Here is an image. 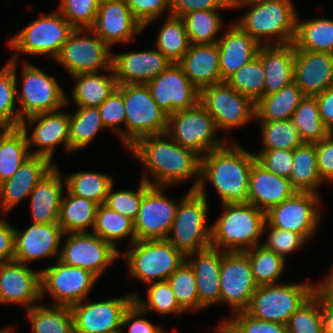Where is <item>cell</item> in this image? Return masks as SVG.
Returning a JSON list of instances; mask_svg holds the SVG:
<instances>
[{
  "mask_svg": "<svg viewBox=\"0 0 333 333\" xmlns=\"http://www.w3.org/2000/svg\"><path fill=\"white\" fill-rule=\"evenodd\" d=\"M129 150L151 174L153 180L147 173L142 177L151 186L167 187L195 176L190 190L199 187L201 156L177 144L167 133L142 137Z\"/></svg>",
  "mask_w": 333,
  "mask_h": 333,
  "instance_id": "obj_1",
  "label": "cell"
},
{
  "mask_svg": "<svg viewBox=\"0 0 333 333\" xmlns=\"http://www.w3.org/2000/svg\"><path fill=\"white\" fill-rule=\"evenodd\" d=\"M256 156L238 143L207 152L201 157V179L197 189L211 183L222 203H249V176Z\"/></svg>",
  "mask_w": 333,
  "mask_h": 333,
  "instance_id": "obj_2",
  "label": "cell"
},
{
  "mask_svg": "<svg viewBox=\"0 0 333 333\" xmlns=\"http://www.w3.org/2000/svg\"><path fill=\"white\" fill-rule=\"evenodd\" d=\"M221 216L211 226V247L225 252L246 251L259 245L267 229L266 213L255 205L223 203Z\"/></svg>",
  "mask_w": 333,
  "mask_h": 333,
  "instance_id": "obj_3",
  "label": "cell"
},
{
  "mask_svg": "<svg viewBox=\"0 0 333 333\" xmlns=\"http://www.w3.org/2000/svg\"><path fill=\"white\" fill-rule=\"evenodd\" d=\"M248 6H251L250 10L236 24L258 44L270 46L293 43L297 12L292 0H266ZM274 36L276 40L270 41Z\"/></svg>",
  "mask_w": 333,
  "mask_h": 333,
  "instance_id": "obj_4",
  "label": "cell"
},
{
  "mask_svg": "<svg viewBox=\"0 0 333 333\" xmlns=\"http://www.w3.org/2000/svg\"><path fill=\"white\" fill-rule=\"evenodd\" d=\"M125 105L123 142L127 149L140 138L166 133L168 116L159 108L147 84H118Z\"/></svg>",
  "mask_w": 333,
  "mask_h": 333,
  "instance_id": "obj_5",
  "label": "cell"
},
{
  "mask_svg": "<svg viewBox=\"0 0 333 333\" xmlns=\"http://www.w3.org/2000/svg\"><path fill=\"white\" fill-rule=\"evenodd\" d=\"M206 199L204 189H189L186 195L179 199L167 240L185 256L211 247V226L206 224L208 213Z\"/></svg>",
  "mask_w": 333,
  "mask_h": 333,
  "instance_id": "obj_6",
  "label": "cell"
},
{
  "mask_svg": "<svg viewBox=\"0 0 333 333\" xmlns=\"http://www.w3.org/2000/svg\"><path fill=\"white\" fill-rule=\"evenodd\" d=\"M129 276L145 284L167 281L186 256L167 239L136 240L123 253Z\"/></svg>",
  "mask_w": 333,
  "mask_h": 333,
  "instance_id": "obj_7",
  "label": "cell"
},
{
  "mask_svg": "<svg viewBox=\"0 0 333 333\" xmlns=\"http://www.w3.org/2000/svg\"><path fill=\"white\" fill-rule=\"evenodd\" d=\"M74 29L58 11L42 15L8 41L16 53L9 60H17L19 52L55 60Z\"/></svg>",
  "mask_w": 333,
  "mask_h": 333,
  "instance_id": "obj_8",
  "label": "cell"
},
{
  "mask_svg": "<svg viewBox=\"0 0 333 333\" xmlns=\"http://www.w3.org/2000/svg\"><path fill=\"white\" fill-rule=\"evenodd\" d=\"M313 294L311 282L258 286L245 312L261 320L287 324L291 315Z\"/></svg>",
  "mask_w": 333,
  "mask_h": 333,
  "instance_id": "obj_9",
  "label": "cell"
},
{
  "mask_svg": "<svg viewBox=\"0 0 333 333\" xmlns=\"http://www.w3.org/2000/svg\"><path fill=\"white\" fill-rule=\"evenodd\" d=\"M217 130L214 118L198 103L193 108L169 115L166 133L177 144L203 157L207 152L225 145V140L215 137Z\"/></svg>",
  "mask_w": 333,
  "mask_h": 333,
  "instance_id": "obj_10",
  "label": "cell"
},
{
  "mask_svg": "<svg viewBox=\"0 0 333 333\" xmlns=\"http://www.w3.org/2000/svg\"><path fill=\"white\" fill-rule=\"evenodd\" d=\"M85 32L92 34L88 36ZM112 53L111 48L93 30L75 28L55 62L61 64L71 76L104 69L107 71L112 67Z\"/></svg>",
  "mask_w": 333,
  "mask_h": 333,
  "instance_id": "obj_11",
  "label": "cell"
},
{
  "mask_svg": "<svg viewBox=\"0 0 333 333\" xmlns=\"http://www.w3.org/2000/svg\"><path fill=\"white\" fill-rule=\"evenodd\" d=\"M23 66L22 90L17 93V100L21 106L17 108L21 120L36 114L60 110L68 103V98L54 77L26 61L23 62Z\"/></svg>",
  "mask_w": 333,
  "mask_h": 333,
  "instance_id": "obj_12",
  "label": "cell"
},
{
  "mask_svg": "<svg viewBox=\"0 0 333 333\" xmlns=\"http://www.w3.org/2000/svg\"><path fill=\"white\" fill-rule=\"evenodd\" d=\"M199 103L214 118L218 130H231L256 118L255 102L226 82L201 89Z\"/></svg>",
  "mask_w": 333,
  "mask_h": 333,
  "instance_id": "obj_13",
  "label": "cell"
},
{
  "mask_svg": "<svg viewBox=\"0 0 333 333\" xmlns=\"http://www.w3.org/2000/svg\"><path fill=\"white\" fill-rule=\"evenodd\" d=\"M98 279L92 272L57 258L55 265L40 270L41 299L47 292L55 300L51 305L71 307L88 298Z\"/></svg>",
  "mask_w": 333,
  "mask_h": 333,
  "instance_id": "obj_14",
  "label": "cell"
},
{
  "mask_svg": "<svg viewBox=\"0 0 333 333\" xmlns=\"http://www.w3.org/2000/svg\"><path fill=\"white\" fill-rule=\"evenodd\" d=\"M320 201L319 194L295 192L266 212V221L275 228L302 234L310 240L320 224Z\"/></svg>",
  "mask_w": 333,
  "mask_h": 333,
  "instance_id": "obj_15",
  "label": "cell"
},
{
  "mask_svg": "<svg viewBox=\"0 0 333 333\" xmlns=\"http://www.w3.org/2000/svg\"><path fill=\"white\" fill-rule=\"evenodd\" d=\"M135 293L106 301H83L72 305L74 333H121L125 312L134 303ZM86 302V303H85Z\"/></svg>",
  "mask_w": 333,
  "mask_h": 333,
  "instance_id": "obj_16",
  "label": "cell"
},
{
  "mask_svg": "<svg viewBox=\"0 0 333 333\" xmlns=\"http://www.w3.org/2000/svg\"><path fill=\"white\" fill-rule=\"evenodd\" d=\"M257 287L248 256L242 251L222 250L220 303H227L232 313L245 311Z\"/></svg>",
  "mask_w": 333,
  "mask_h": 333,
  "instance_id": "obj_17",
  "label": "cell"
},
{
  "mask_svg": "<svg viewBox=\"0 0 333 333\" xmlns=\"http://www.w3.org/2000/svg\"><path fill=\"white\" fill-rule=\"evenodd\" d=\"M67 235L59 260L69 266L92 272L98 278L120 255L110 243L93 232H72Z\"/></svg>",
  "mask_w": 333,
  "mask_h": 333,
  "instance_id": "obj_18",
  "label": "cell"
},
{
  "mask_svg": "<svg viewBox=\"0 0 333 333\" xmlns=\"http://www.w3.org/2000/svg\"><path fill=\"white\" fill-rule=\"evenodd\" d=\"M163 189V186H151L146 182V193L134 221L136 240L167 239L179 201L168 200Z\"/></svg>",
  "mask_w": 333,
  "mask_h": 333,
  "instance_id": "obj_19",
  "label": "cell"
},
{
  "mask_svg": "<svg viewBox=\"0 0 333 333\" xmlns=\"http://www.w3.org/2000/svg\"><path fill=\"white\" fill-rule=\"evenodd\" d=\"M147 85L153 99L167 116L199 103L200 90L191 83L178 63H172Z\"/></svg>",
  "mask_w": 333,
  "mask_h": 333,
  "instance_id": "obj_20",
  "label": "cell"
},
{
  "mask_svg": "<svg viewBox=\"0 0 333 333\" xmlns=\"http://www.w3.org/2000/svg\"><path fill=\"white\" fill-rule=\"evenodd\" d=\"M41 300L40 270L11 260L0 264V303H16L25 310Z\"/></svg>",
  "mask_w": 333,
  "mask_h": 333,
  "instance_id": "obj_21",
  "label": "cell"
},
{
  "mask_svg": "<svg viewBox=\"0 0 333 333\" xmlns=\"http://www.w3.org/2000/svg\"><path fill=\"white\" fill-rule=\"evenodd\" d=\"M36 124L28 136L27 124ZM20 127L25 131L30 146L36 150L30 151L31 155L46 157L52 161L56 145L63 143L69 151V113L52 111L36 114L22 120Z\"/></svg>",
  "mask_w": 333,
  "mask_h": 333,
  "instance_id": "obj_22",
  "label": "cell"
},
{
  "mask_svg": "<svg viewBox=\"0 0 333 333\" xmlns=\"http://www.w3.org/2000/svg\"><path fill=\"white\" fill-rule=\"evenodd\" d=\"M64 232L59 223H33L25 231L15 228L14 260L27 264L41 258L60 257Z\"/></svg>",
  "mask_w": 333,
  "mask_h": 333,
  "instance_id": "obj_23",
  "label": "cell"
},
{
  "mask_svg": "<svg viewBox=\"0 0 333 333\" xmlns=\"http://www.w3.org/2000/svg\"><path fill=\"white\" fill-rule=\"evenodd\" d=\"M93 30L110 48L115 43L134 40L144 31L142 24L131 13L126 0L99 5Z\"/></svg>",
  "mask_w": 333,
  "mask_h": 333,
  "instance_id": "obj_24",
  "label": "cell"
},
{
  "mask_svg": "<svg viewBox=\"0 0 333 333\" xmlns=\"http://www.w3.org/2000/svg\"><path fill=\"white\" fill-rule=\"evenodd\" d=\"M171 64L172 61L157 48L112 54V68L118 84H147Z\"/></svg>",
  "mask_w": 333,
  "mask_h": 333,
  "instance_id": "obj_25",
  "label": "cell"
},
{
  "mask_svg": "<svg viewBox=\"0 0 333 333\" xmlns=\"http://www.w3.org/2000/svg\"><path fill=\"white\" fill-rule=\"evenodd\" d=\"M55 167L46 157L31 155L26 159L10 179L0 184L1 212H9L22 199L30 196L36 185Z\"/></svg>",
  "mask_w": 333,
  "mask_h": 333,
  "instance_id": "obj_26",
  "label": "cell"
},
{
  "mask_svg": "<svg viewBox=\"0 0 333 333\" xmlns=\"http://www.w3.org/2000/svg\"><path fill=\"white\" fill-rule=\"evenodd\" d=\"M293 82L305 96L333 87V54L296 49Z\"/></svg>",
  "mask_w": 333,
  "mask_h": 333,
  "instance_id": "obj_27",
  "label": "cell"
},
{
  "mask_svg": "<svg viewBox=\"0 0 333 333\" xmlns=\"http://www.w3.org/2000/svg\"><path fill=\"white\" fill-rule=\"evenodd\" d=\"M186 261L191 265L196 276L199 310L220 303L222 250L209 247L188 254Z\"/></svg>",
  "mask_w": 333,
  "mask_h": 333,
  "instance_id": "obj_28",
  "label": "cell"
},
{
  "mask_svg": "<svg viewBox=\"0 0 333 333\" xmlns=\"http://www.w3.org/2000/svg\"><path fill=\"white\" fill-rule=\"evenodd\" d=\"M221 35L217 46L222 83L243 65L254 59L261 45L236 23L231 24L228 30Z\"/></svg>",
  "mask_w": 333,
  "mask_h": 333,
  "instance_id": "obj_29",
  "label": "cell"
},
{
  "mask_svg": "<svg viewBox=\"0 0 333 333\" xmlns=\"http://www.w3.org/2000/svg\"><path fill=\"white\" fill-rule=\"evenodd\" d=\"M295 192L288 178L266 170L257 161L253 164L249 176V203L266 213Z\"/></svg>",
  "mask_w": 333,
  "mask_h": 333,
  "instance_id": "obj_30",
  "label": "cell"
},
{
  "mask_svg": "<svg viewBox=\"0 0 333 333\" xmlns=\"http://www.w3.org/2000/svg\"><path fill=\"white\" fill-rule=\"evenodd\" d=\"M178 64L198 90L221 83L217 43L190 44Z\"/></svg>",
  "mask_w": 333,
  "mask_h": 333,
  "instance_id": "obj_31",
  "label": "cell"
},
{
  "mask_svg": "<svg viewBox=\"0 0 333 333\" xmlns=\"http://www.w3.org/2000/svg\"><path fill=\"white\" fill-rule=\"evenodd\" d=\"M257 55L263 64L266 77L264 96L278 92L293 82L296 55L293 43L260 46Z\"/></svg>",
  "mask_w": 333,
  "mask_h": 333,
  "instance_id": "obj_32",
  "label": "cell"
},
{
  "mask_svg": "<svg viewBox=\"0 0 333 333\" xmlns=\"http://www.w3.org/2000/svg\"><path fill=\"white\" fill-rule=\"evenodd\" d=\"M64 188L65 179L63 180L60 169L56 166L30 194L33 223H58Z\"/></svg>",
  "mask_w": 333,
  "mask_h": 333,
  "instance_id": "obj_33",
  "label": "cell"
},
{
  "mask_svg": "<svg viewBox=\"0 0 333 333\" xmlns=\"http://www.w3.org/2000/svg\"><path fill=\"white\" fill-rule=\"evenodd\" d=\"M108 71V75L99 71L72 76L75 80L72 99L77 107H98L117 89L113 68Z\"/></svg>",
  "mask_w": 333,
  "mask_h": 333,
  "instance_id": "obj_34",
  "label": "cell"
},
{
  "mask_svg": "<svg viewBox=\"0 0 333 333\" xmlns=\"http://www.w3.org/2000/svg\"><path fill=\"white\" fill-rule=\"evenodd\" d=\"M304 97L301 89L292 82L278 92L260 98L255 103V119L259 121L289 120Z\"/></svg>",
  "mask_w": 333,
  "mask_h": 333,
  "instance_id": "obj_35",
  "label": "cell"
},
{
  "mask_svg": "<svg viewBox=\"0 0 333 333\" xmlns=\"http://www.w3.org/2000/svg\"><path fill=\"white\" fill-rule=\"evenodd\" d=\"M315 143L303 142L293 150V168L289 176L290 183L296 192L317 193V187L323 181L317 169Z\"/></svg>",
  "mask_w": 333,
  "mask_h": 333,
  "instance_id": "obj_36",
  "label": "cell"
},
{
  "mask_svg": "<svg viewBox=\"0 0 333 333\" xmlns=\"http://www.w3.org/2000/svg\"><path fill=\"white\" fill-rule=\"evenodd\" d=\"M66 193L61 201L58 220L63 232H86L88 226L93 230L99 204L68 191Z\"/></svg>",
  "mask_w": 333,
  "mask_h": 333,
  "instance_id": "obj_37",
  "label": "cell"
},
{
  "mask_svg": "<svg viewBox=\"0 0 333 333\" xmlns=\"http://www.w3.org/2000/svg\"><path fill=\"white\" fill-rule=\"evenodd\" d=\"M293 44L298 50L333 54V19L316 18L303 22L297 14Z\"/></svg>",
  "mask_w": 333,
  "mask_h": 333,
  "instance_id": "obj_38",
  "label": "cell"
},
{
  "mask_svg": "<svg viewBox=\"0 0 333 333\" xmlns=\"http://www.w3.org/2000/svg\"><path fill=\"white\" fill-rule=\"evenodd\" d=\"M31 156L25 131L8 128L0 136V184L10 179Z\"/></svg>",
  "mask_w": 333,
  "mask_h": 333,
  "instance_id": "obj_39",
  "label": "cell"
},
{
  "mask_svg": "<svg viewBox=\"0 0 333 333\" xmlns=\"http://www.w3.org/2000/svg\"><path fill=\"white\" fill-rule=\"evenodd\" d=\"M33 333H74L71 308L59 305H34L26 310Z\"/></svg>",
  "mask_w": 333,
  "mask_h": 333,
  "instance_id": "obj_40",
  "label": "cell"
},
{
  "mask_svg": "<svg viewBox=\"0 0 333 333\" xmlns=\"http://www.w3.org/2000/svg\"><path fill=\"white\" fill-rule=\"evenodd\" d=\"M91 232L110 243L116 250L117 241L121 238L130 237L129 245L136 241L134 221L111 210L105 204L98 206L95 225Z\"/></svg>",
  "mask_w": 333,
  "mask_h": 333,
  "instance_id": "obj_41",
  "label": "cell"
},
{
  "mask_svg": "<svg viewBox=\"0 0 333 333\" xmlns=\"http://www.w3.org/2000/svg\"><path fill=\"white\" fill-rule=\"evenodd\" d=\"M101 129L105 127L98 107H78L69 114V152L84 148Z\"/></svg>",
  "mask_w": 333,
  "mask_h": 333,
  "instance_id": "obj_42",
  "label": "cell"
},
{
  "mask_svg": "<svg viewBox=\"0 0 333 333\" xmlns=\"http://www.w3.org/2000/svg\"><path fill=\"white\" fill-rule=\"evenodd\" d=\"M303 142L315 143L325 139L330 131L320 118L315 96H305L291 118Z\"/></svg>",
  "mask_w": 333,
  "mask_h": 333,
  "instance_id": "obj_43",
  "label": "cell"
},
{
  "mask_svg": "<svg viewBox=\"0 0 333 333\" xmlns=\"http://www.w3.org/2000/svg\"><path fill=\"white\" fill-rule=\"evenodd\" d=\"M221 10H197L182 17L190 44H214L224 28Z\"/></svg>",
  "mask_w": 333,
  "mask_h": 333,
  "instance_id": "obj_44",
  "label": "cell"
},
{
  "mask_svg": "<svg viewBox=\"0 0 333 333\" xmlns=\"http://www.w3.org/2000/svg\"><path fill=\"white\" fill-rule=\"evenodd\" d=\"M249 258L251 271L257 286L279 283L285 259L262 245L243 251Z\"/></svg>",
  "mask_w": 333,
  "mask_h": 333,
  "instance_id": "obj_45",
  "label": "cell"
},
{
  "mask_svg": "<svg viewBox=\"0 0 333 333\" xmlns=\"http://www.w3.org/2000/svg\"><path fill=\"white\" fill-rule=\"evenodd\" d=\"M70 194L105 204L110 186L113 184L111 175L98 172H76L65 179Z\"/></svg>",
  "mask_w": 333,
  "mask_h": 333,
  "instance_id": "obj_46",
  "label": "cell"
},
{
  "mask_svg": "<svg viewBox=\"0 0 333 333\" xmlns=\"http://www.w3.org/2000/svg\"><path fill=\"white\" fill-rule=\"evenodd\" d=\"M17 60H8L0 70V125L8 128L20 127L22 120L19 109L15 108L17 99Z\"/></svg>",
  "mask_w": 333,
  "mask_h": 333,
  "instance_id": "obj_47",
  "label": "cell"
},
{
  "mask_svg": "<svg viewBox=\"0 0 333 333\" xmlns=\"http://www.w3.org/2000/svg\"><path fill=\"white\" fill-rule=\"evenodd\" d=\"M156 39L157 49L172 63H178L189 48L190 42L181 17L167 16Z\"/></svg>",
  "mask_w": 333,
  "mask_h": 333,
  "instance_id": "obj_48",
  "label": "cell"
},
{
  "mask_svg": "<svg viewBox=\"0 0 333 333\" xmlns=\"http://www.w3.org/2000/svg\"><path fill=\"white\" fill-rule=\"evenodd\" d=\"M265 80L263 64L257 55L238 69L225 82L237 92L249 97L256 103L264 96Z\"/></svg>",
  "mask_w": 333,
  "mask_h": 333,
  "instance_id": "obj_49",
  "label": "cell"
},
{
  "mask_svg": "<svg viewBox=\"0 0 333 333\" xmlns=\"http://www.w3.org/2000/svg\"><path fill=\"white\" fill-rule=\"evenodd\" d=\"M263 150H294L303 143L297 128L289 120L260 121Z\"/></svg>",
  "mask_w": 333,
  "mask_h": 333,
  "instance_id": "obj_50",
  "label": "cell"
},
{
  "mask_svg": "<svg viewBox=\"0 0 333 333\" xmlns=\"http://www.w3.org/2000/svg\"><path fill=\"white\" fill-rule=\"evenodd\" d=\"M179 306L188 310H199L197 281L193 268L185 260L167 279Z\"/></svg>",
  "mask_w": 333,
  "mask_h": 333,
  "instance_id": "obj_51",
  "label": "cell"
},
{
  "mask_svg": "<svg viewBox=\"0 0 333 333\" xmlns=\"http://www.w3.org/2000/svg\"><path fill=\"white\" fill-rule=\"evenodd\" d=\"M147 301L135 292L134 302L145 312L156 311L160 315L179 314L185 311L179 306L170 284L167 281L148 283Z\"/></svg>",
  "mask_w": 333,
  "mask_h": 333,
  "instance_id": "obj_52",
  "label": "cell"
},
{
  "mask_svg": "<svg viewBox=\"0 0 333 333\" xmlns=\"http://www.w3.org/2000/svg\"><path fill=\"white\" fill-rule=\"evenodd\" d=\"M287 333H324L320 300L313 294L289 318Z\"/></svg>",
  "mask_w": 333,
  "mask_h": 333,
  "instance_id": "obj_53",
  "label": "cell"
},
{
  "mask_svg": "<svg viewBox=\"0 0 333 333\" xmlns=\"http://www.w3.org/2000/svg\"><path fill=\"white\" fill-rule=\"evenodd\" d=\"M59 13L74 27L90 29L99 9L97 0H61Z\"/></svg>",
  "mask_w": 333,
  "mask_h": 333,
  "instance_id": "obj_54",
  "label": "cell"
},
{
  "mask_svg": "<svg viewBox=\"0 0 333 333\" xmlns=\"http://www.w3.org/2000/svg\"><path fill=\"white\" fill-rule=\"evenodd\" d=\"M113 186L114 183L109 188L105 205L111 210L135 221L139 213L142 197L146 193V182L141 180L138 186V191H113Z\"/></svg>",
  "mask_w": 333,
  "mask_h": 333,
  "instance_id": "obj_55",
  "label": "cell"
},
{
  "mask_svg": "<svg viewBox=\"0 0 333 333\" xmlns=\"http://www.w3.org/2000/svg\"><path fill=\"white\" fill-rule=\"evenodd\" d=\"M267 227L270 231L267 233V240L263 242L262 246L272 250L284 259L287 254H291L308 242L302 234L275 228L266 221L263 228Z\"/></svg>",
  "mask_w": 333,
  "mask_h": 333,
  "instance_id": "obj_56",
  "label": "cell"
},
{
  "mask_svg": "<svg viewBox=\"0 0 333 333\" xmlns=\"http://www.w3.org/2000/svg\"><path fill=\"white\" fill-rule=\"evenodd\" d=\"M101 119L105 128L112 130L123 141V129L117 128L119 124L125 125V105L122 94L116 89L100 106H98Z\"/></svg>",
  "mask_w": 333,
  "mask_h": 333,
  "instance_id": "obj_57",
  "label": "cell"
},
{
  "mask_svg": "<svg viewBox=\"0 0 333 333\" xmlns=\"http://www.w3.org/2000/svg\"><path fill=\"white\" fill-rule=\"evenodd\" d=\"M257 162L266 170L289 178L293 168V150L271 149L254 154Z\"/></svg>",
  "mask_w": 333,
  "mask_h": 333,
  "instance_id": "obj_58",
  "label": "cell"
},
{
  "mask_svg": "<svg viewBox=\"0 0 333 333\" xmlns=\"http://www.w3.org/2000/svg\"><path fill=\"white\" fill-rule=\"evenodd\" d=\"M126 3L144 30L162 14L170 16V0H126Z\"/></svg>",
  "mask_w": 333,
  "mask_h": 333,
  "instance_id": "obj_59",
  "label": "cell"
},
{
  "mask_svg": "<svg viewBox=\"0 0 333 333\" xmlns=\"http://www.w3.org/2000/svg\"><path fill=\"white\" fill-rule=\"evenodd\" d=\"M228 319L240 333H287L286 324L269 322L250 316L245 311L233 313Z\"/></svg>",
  "mask_w": 333,
  "mask_h": 333,
  "instance_id": "obj_60",
  "label": "cell"
},
{
  "mask_svg": "<svg viewBox=\"0 0 333 333\" xmlns=\"http://www.w3.org/2000/svg\"><path fill=\"white\" fill-rule=\"evenodd\" d=\"M228 10L227 0H170V15L183 17L197 10Z\"/></svg>",
  "mask_w": 333,
  "mask_h": 333,
  "instance_id": "obj_61",
  "label": "cell"
},
{
  "mask_svg": "<svg viewBox=\"0 0 333 333\" xmlns=\"http://www.w3.org/2000/svg\"><path fill=\"white\" fill-rule=\"evenodd\" d=\"M317 169L323 182L333 183V133L315 142Z\"/></svg>",
  "mask_w": 333,
  "mask_h": 333,
  "instance_id": "obj_62",
  "label": "cell"
},
{
  "mask_svg": "<svg viewBox=\"0 0 333 333\" xmlns=\"http://www.w3.org/2000/svg\"><path fill=\"white\" fill-rule=\"evenodd\" d=\"M145 314L134 302L124 314L122 327L130 324L128 333H160L162 328L143 318Z\"/></svg>",
  "mask_w": 333,
  "mask_h": 333,
  "instance_id": "obj_63",
  "label": "cell"
},
{
  "mask_svg": "<svg viewBox=\"0 0 333 333\" xmlns=\"http://www.w3.org/2000/svg\"><path fill=\"white\" fill-rule=\"evenodd\" d=\"M15 227L0 217V264L14 260Z\"/></svg>",
  "mask_w": 333,
  "mask_h": 333,
  "instance_id": "obj_64",
  "label": "cell"
},
{
  "mask_svg": "<svg viewBox=\"0 0 333 333\" xmlns=\"http://www.w3.org/2000/svg\"><path fill=\"white\" fill-rule=\"evenodd\" d=\"M319 107L320 118L325 127L333 133V87L315 96Z\"/></svg>",
  "mask_w": 333,
  "mask_h": 333,
  "instance_id": "obj_65",
  "label": "cell"
},
{
  "mask_svg": "<svg viewBox=\"0 0 333 333\" xmlns=\"http://www.w3.org/2000/svg\"><path fill=\"white\" fill-rule=\"evenodd\" d=\"M314 294L322 303H333V270L322 283L314 284Z\"/></svg>",
  "mask_w": 333,
  "mask_h": 333,
  "instance_id": "obj_66",
  "label": "cell"
},
{
  "mask_svg": "<svg viewBox=\"0 0 333 333\" xmlns=\"http://www.w3.org/2000/svg\"><path fill=\"white\" fill-rule=\"evenodd\" d=\"M320 309L324 333H333V303H322L320 301Z\"/></svg>",
  "mask_w": 333,
  "mask_h": 333,
  "instance_id": "obj_67",
  "label": "cell"
},
{
  "mask_svg": "<svg viewBox=\"0 0 333 333\" xmlns=\"http://www.w3.org/2000/svg\"><path fill=\"white\" fill-rule=\"evenodd\" d=\"M217 333H240L239 330L229 321L225 320L219 327H217Z\"/></svg>",
  "mask_w": 333,
  "mask_h": 333,
  "instance_id": "obj_68",
  "label": "cell"
},
{
  "mask_svg": "<svg viewBox=\"0 0 333 333\" xmlns=\"http://www.w3.org/2000/svg\"><path fill=\"white\" fill-rule=\"evenodd\" d=\"M266 0H230L228 2L230 9L244 7L252 3L263 2Z\"/></svg>",
  "mask_w": 333,
  "mask_h": 333,
  "instance_id": "obj_69",
  "label": "cell"
},
{
  "mask_svg": "<svg viewBox=\"0 0 333 333\" xmlns=\"http://www.w3.org/2000/svg\"><path fill=\"white\" fill-rule=\"evenodd\" d=\"M114 1H124V0H97L99 5L104 4V3L114 2Z\"/></svg>",
  "mask_w": 333,
  "mask_h": 333,
  "instance_id": "obj_70",
  "label": "cell"
},
{
  "mask_svg": "<svg viewBox=\"0 0 333 333\" xmlns=\"http://www.w3.org/2000/svg\"><path fill=\"white\" fill-rule=\"evenodd\" d=\"M8 129V127L6 126H3V125H0V130H1V133H0V136Z\"/></svg>",
  "mask_w": 333,
  "mask_h": 333,
  "instance_id": "obj_71",
  "label": "cell"
},
{
  "mask_svg": "<svg viewBox=\"0 0 333 333\" xmlns=\"http://www.w3.org/2000/svg\"><path fill=\"white\" fill-rule=\"evenodd\" d=\"M11 327H7L5 329L0 330V333H6Z\"/></svg>",
  "mask_w": 333,
  "mask_h": 333,
  "instance_id": "obj_72",
  "label": "cell"
},
{
  "mask_svg": "<svg viewBox=\"0 0 333 333\" xmlns=\"http://www.w3.org/2000/svg\"><path fill=\"white\" fill-rule=\"evenodd\" d=\"M6 333H14V331L10 328Z\"/></svg>",
  "mask_w": 333,
  "mask_h": 333,
  "instance_id": "obj_73",
  "label": "cell"
}]
</instances>
